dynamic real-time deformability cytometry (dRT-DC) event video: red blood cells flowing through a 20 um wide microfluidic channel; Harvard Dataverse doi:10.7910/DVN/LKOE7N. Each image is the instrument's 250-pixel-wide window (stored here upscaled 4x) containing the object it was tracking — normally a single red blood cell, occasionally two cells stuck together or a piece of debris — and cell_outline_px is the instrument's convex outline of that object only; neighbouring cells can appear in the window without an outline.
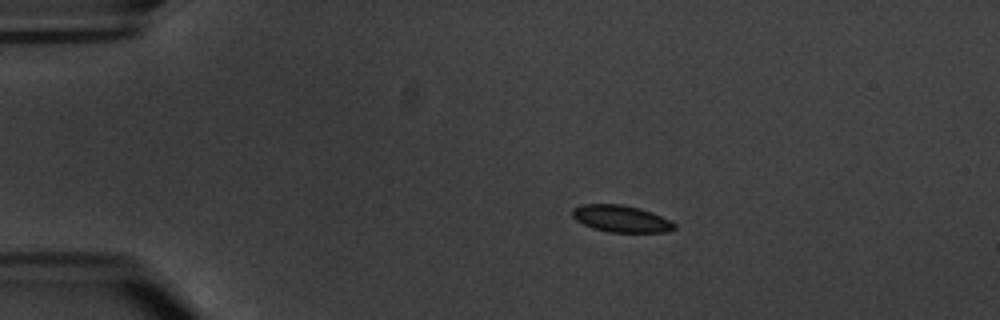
{"species": "common noctule bat (a hibernating species)", "species_latin": "Nyctalus noctula", "temperature_condition": "warm", "stored_images_in_passage": 6, "camera_frame_rate_fps": 3000, "um_per_image_px": 0.085, "animal": {"sex": "male", "body_mass_g": 20.1, "forearm_length_mm": 53.5}, "frame": {"image": 1, "passage_image": 1, "time_ms": 0.0, "image_size_px": [1000, 320], "cell_outline_px": [[676, 228], [668, 232], [608, 232], [592, 228], [576, 220], [572, 216], [572, 208], [580, 204], [620, 204], [640, 208], [652, 212], [672, 220], [676, 224]], "centroid_in_image_um": [52.81, 18.59], "position_along_channel_um": 32.2, "area_um2": 16.18}}
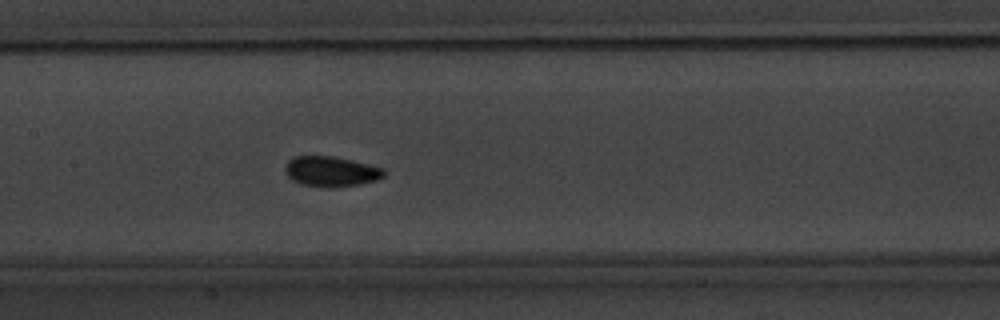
{"frame": {"image": 2, "passage_image": 6, "time_ms": 6.0, "image_size_px": [1000, 320], "cell_outline_px": [[384, 176], [376, 180], [360, 184], [328, 188], [300, 184], [292, 180], [284, 172], [284, 168], [288, 160], [296, 156], [332, 156], [352, 160], [384, 168]], "centroid_in_image_um": [28.11, 14.58], "position_along_channel_um": 179.3, "area_um2": 17.46}}